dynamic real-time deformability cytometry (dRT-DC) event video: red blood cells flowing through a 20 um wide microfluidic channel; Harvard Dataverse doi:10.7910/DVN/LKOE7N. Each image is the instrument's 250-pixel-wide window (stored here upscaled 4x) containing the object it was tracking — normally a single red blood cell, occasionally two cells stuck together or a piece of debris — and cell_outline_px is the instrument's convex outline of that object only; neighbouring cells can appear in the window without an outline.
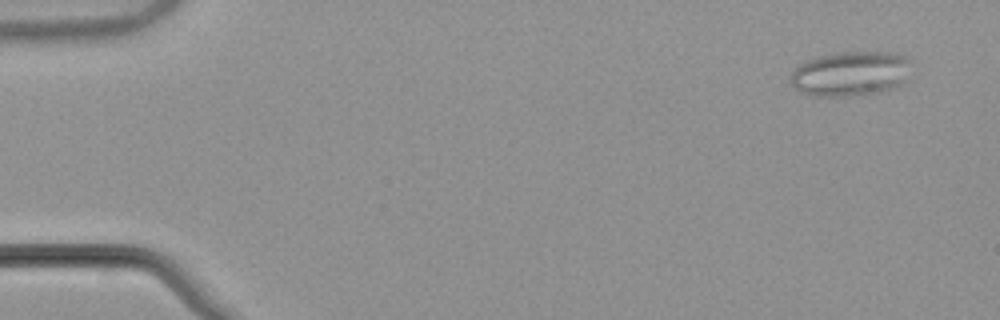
{"species": "common noctule bat (a hibernating species)", "species_latin": "Nyctalus noctula", "temperature_condition": "warm", "stored_images_in_passage": 54, "camera_frame_rate_fps": 3000, "um_per_image_px": 0.085, "animal": {"sex": "male", "body_mass_g": 21.5, "forearm_length_mm": 52.0}, "frame": {"image": 1, "passage_image": 4, "time_ms": 1.0, "image_size_px": [1000, 320], "cell_outline_px": [[908, 60], [904, 80], [900, 84], [892, 88], [880, 92], [848, 96], [812, 96], [800, 92], [788, 80], [792, 72], [800, 64], [808, 60], [820, 56], [840, 52], [888, 52], [904, 56]], "centroid_in_image_um": [72.21, 6.27], "position_along_channel_um": 12.8, "area_um2": 30.98}}
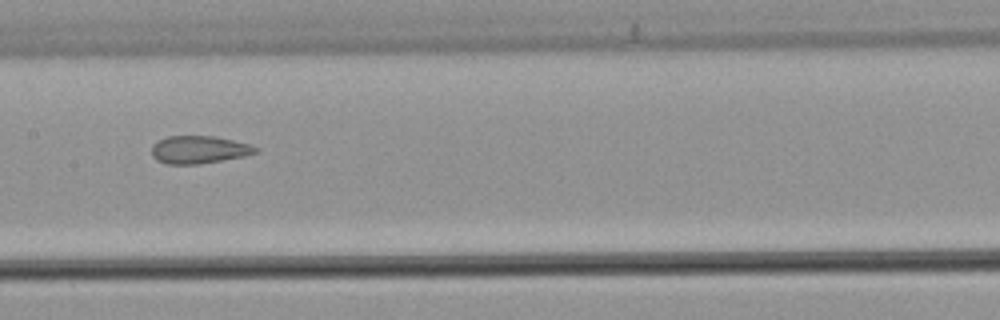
{"frame": {"image": 2, "passage_image": 28, "time_ms": 9.0, "image_size_px": [1000, 320], "cell_outline_px": [[260, 152], [244, 156], [224, 160], [196, 164], [168, 164], [156, 160], [152, 156], [152, 144], [168, 136], [216, 136], [252, 144], [260, 148]], "centroid_in_image_um": [16.97, 12.72], "position_along_channel_um": 190.4, "area_um2": 16.99}}
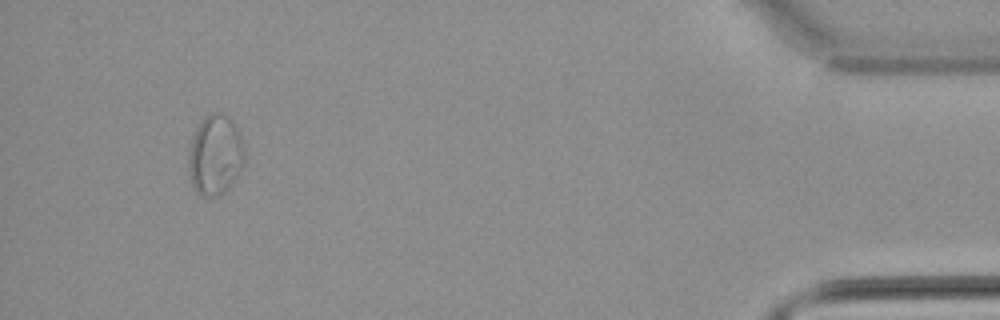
{"frame": {"image": 3, "passage_image": 51, "time_ms": 16.667, "image_size_px": [1000, 320], "cell_outline_px": [[244, 164], [232, 184], [220, 196], [200, 196], [192, 188], [188, 172], [188, 156], [192, 136], [200, 120], [208, 112], [220, 112], [228, 116], [232, 120], [240, 136], [244, 148]], "centroid_in_image_um": [18.26, 13.18], "position_along_channel_um": 416.9, "area_um2": 26.65}, "authors_computed_cell_mechanics": {"area_um2": 21.5305, "velocity_mm_per_s": 3.849, "shape_relaxation_time_tau1_ms": null, "shape_relaxation_time_tau2_ms": 1.8433, "deformation_change_tau1": null, "deformation_change_tau2": 0.0952}}